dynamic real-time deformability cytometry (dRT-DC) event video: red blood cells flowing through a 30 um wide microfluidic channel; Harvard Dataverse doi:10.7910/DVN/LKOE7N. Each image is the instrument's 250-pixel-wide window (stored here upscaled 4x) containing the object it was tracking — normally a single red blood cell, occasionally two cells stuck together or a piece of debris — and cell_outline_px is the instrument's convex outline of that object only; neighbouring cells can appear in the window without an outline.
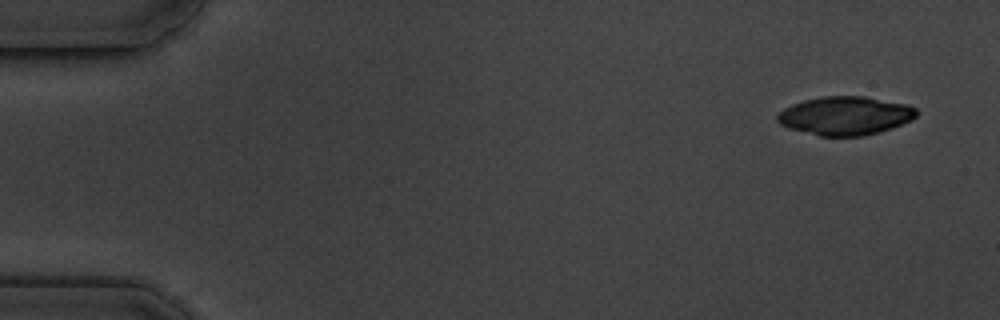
{"species": "common noctule bat (a hibernating species)", "species_latin": "Nyctalus noctula", "temperature_condition": "cold", "stored_images_in_passage": 4, "camera_frame_rate_fps": 3000, "um_per_image_px": 0.085, "animal": {"sex": "male", "body_mass_g": 19.5, "forearm_length_mm": 54.6}, "frame": {"image": 1, "passage_image": 1, "time_ms": 0.0, "image_size_px": [1000, 320], "cell_outline_px": [[916, 116], [912, 120], [892, 128], [880, 132], [864, 136], [820, 136], [788, 128], [780, 124], [776, 120], [776, 116], [784, 108], [792, 104], [804, 100], [824, 96], [864, 96], [904, 104], [916, 108]], "centroid_in_image_um": [71.82, 9.84], "position_along_channel_um": 13.2, "area_um2": 31.21}}